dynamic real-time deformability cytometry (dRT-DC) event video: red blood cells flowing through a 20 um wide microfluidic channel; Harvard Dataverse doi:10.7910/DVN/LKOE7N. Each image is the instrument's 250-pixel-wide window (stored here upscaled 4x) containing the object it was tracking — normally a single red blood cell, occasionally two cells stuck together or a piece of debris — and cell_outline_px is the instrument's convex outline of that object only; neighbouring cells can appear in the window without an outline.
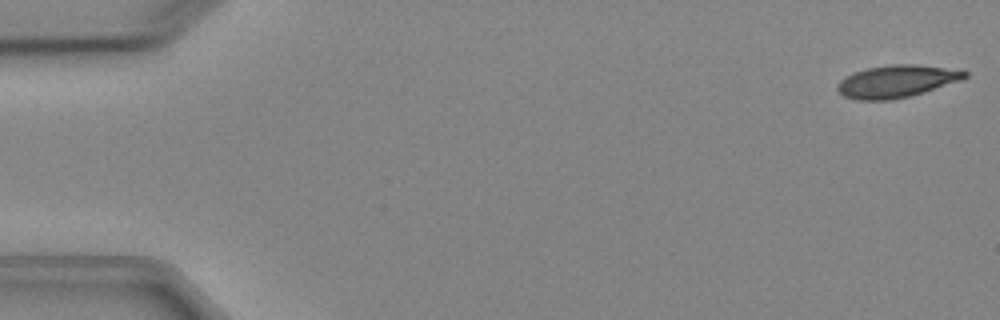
{"species": "Egyptian fruit bat (a non-hibernating species)", "species_latin": "Rousettus aegyptiacus", "temperature_condition": "cold", "stored_images_in_passage": 4, "camera_frame_rate_fps": 3000, "um_per_image_px": 0.085, "animal": {"sex": "female"}, "frame": {"image": 1, "passage_image": 1, "time_ms": 0.0, "image_size_px": [1000, 320], "cell_outline_px": [[968, 76], [960, 80], [912, 96], [892, 100], [856, 100], [844, 96], [836, 88], [836, 84], [840, 80], [856, 72], [868, 68], [892, 64], [916, 64], [964, 68], [968, 72]], "centroid_in_image_um": [76.29, 6.9], "position_along_channel_um": 8.7, "area_um2": 24.33}}